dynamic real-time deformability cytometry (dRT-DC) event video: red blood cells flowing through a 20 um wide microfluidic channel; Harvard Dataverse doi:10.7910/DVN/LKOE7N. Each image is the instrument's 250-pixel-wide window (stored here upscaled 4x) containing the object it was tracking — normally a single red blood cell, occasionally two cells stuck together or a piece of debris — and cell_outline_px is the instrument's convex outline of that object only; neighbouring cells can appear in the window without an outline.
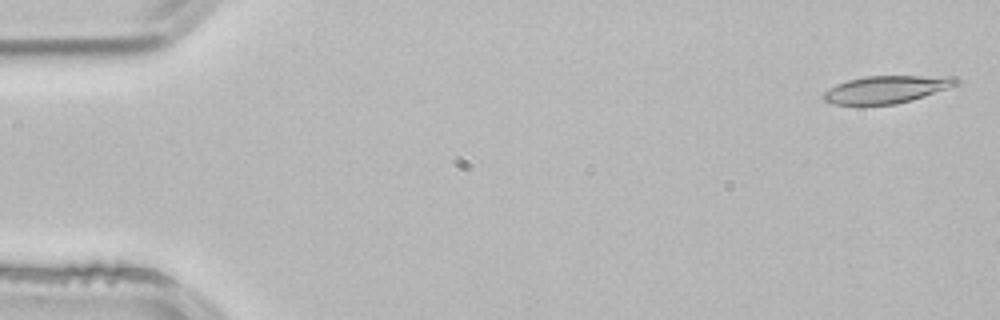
{"species": "common noctule bat (a hibernating species)", "species_latin": "Nyctalus noctula", "temperature_condition": "room temperature", "stored_images_in_passage": 4, "camera_frame_rate_fps": 3000, "um_per_image_px": 0.085, "animal": {"sex": "male", "body_mass_g": 21.5, "forearm_length_mm": 52.0}, "frame": {"image": 1, "passage_image": 1, "time_ms": 0.0, "image_size_px": [1000, 320], "cell_outline_px": [[960, 80], [956, 84], [948, 88], [912, 100], [896, 104], [832, 104], [824, 100], [820, 96], [828, 88], [836, 84], [848, 80], [864, 76], [956, 76]], "centroid_in_image_um": [75.32, 7.59], "position_along_channel_um": 9.7, "area_um2": 21.21}}
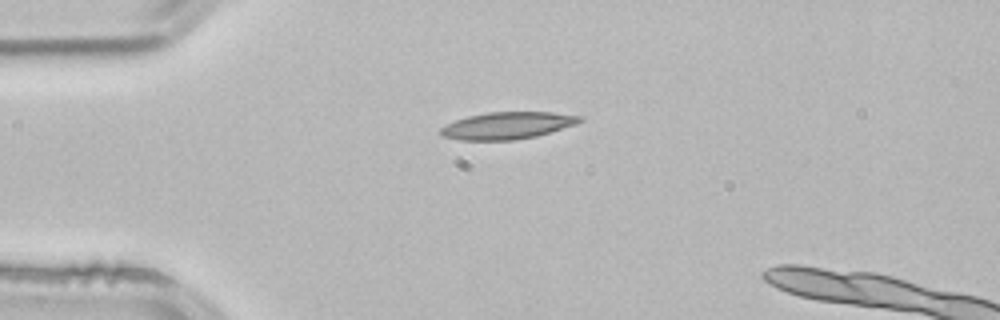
{"frame": {"image": 2, "passage_image": 3, "time_ms": 0.667, "image_size_px": [1000, 320], "cell_outline_px": [[584, 120], [576, 124], [536, 136], [516, 140], [460, 140], [444, 136], [440, 132], [440, 128], [444, 124], [468, 116], [488, 112], [552, 112], [584, 116]], "centroid_in_image_um": [43.15, 10.66], "position_along_channel_um": 41.9, "area_um2": 21.96}}